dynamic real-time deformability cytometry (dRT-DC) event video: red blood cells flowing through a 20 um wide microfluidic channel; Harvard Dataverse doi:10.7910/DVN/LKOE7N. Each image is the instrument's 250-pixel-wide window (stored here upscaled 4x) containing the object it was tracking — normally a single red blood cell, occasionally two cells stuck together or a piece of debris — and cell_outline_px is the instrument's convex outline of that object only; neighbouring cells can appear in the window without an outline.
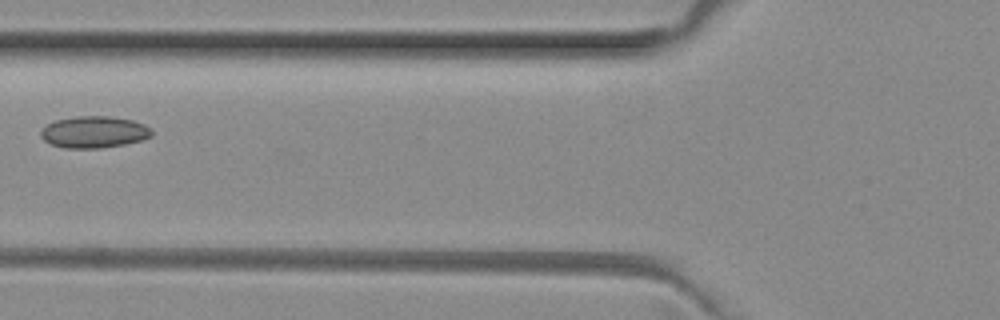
{"species": "common noctule bat (a hibernating species)", "species_latin": "Nyctalus noctula", "temperature_condition": "room temperature", "stored_images_in_passage": 6, "camera_frame_rate_fps": 3000, "um_per_image_px": 0.085, "animal": {"sex": "female", "body_mass_g": 29.2, "forearm_length_mm": 56.3}, "frame": {"image": 1, "passage_image": 6, "time_ms": 1.667, "image_size_px": [1000, 320], "cell_outline_px": [[152, 136], [144, 140], [124, 144], [100, 148], [64, 148], [52, 144], [44, 140], [40, 136], [40, 132], [48, 124], [56, 120], [76, 116], [108, 116], [132, 120], [144, 124], [152, 128]], "centroid_in_image_um": [8.03, 11.22], "position_along_channel_um": 117.8, "area_um2": 20.52}}